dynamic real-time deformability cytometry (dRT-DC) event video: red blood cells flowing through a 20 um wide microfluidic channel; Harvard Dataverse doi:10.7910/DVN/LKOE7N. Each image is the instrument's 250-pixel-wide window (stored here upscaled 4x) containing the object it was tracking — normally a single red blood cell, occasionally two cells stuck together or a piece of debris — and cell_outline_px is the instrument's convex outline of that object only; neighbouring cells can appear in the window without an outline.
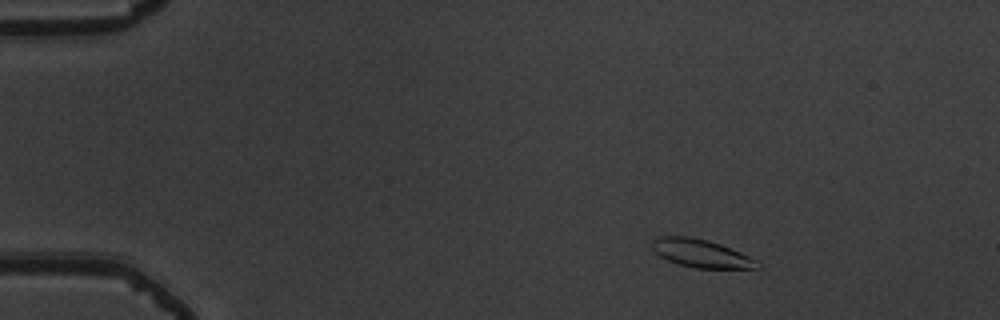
{"species": "common noctule bat (a hibernating species)", "species_latin": "Nyctalus noctula", "temperature_condition": "warm", "stored_images_in_passage": 52, "camera_frame_rate_fps": 3000, "um_per_image_px": 0.085, "animal": {"sex": "male", "body_mass_g": 19.5, "forearm_length_mm": 54.6}, "frame": {"image": 1, "passage_image": 7, "time_ms": 2.0, "image_size_px": [1000, 320], "cell_outline_px": [[760, 268], [696, 268], [680, 264], [668, 260], [660, 256], [652, 248], [652, 240], [660, 236], [688, 236], [708, 240], [720, 244], [740, 252], [756, 260], [760, 264]], "centroid_in_image_um": [59.58, 21.53], "position_along_channel_um": 25.4, "area_um2": 16.99}}
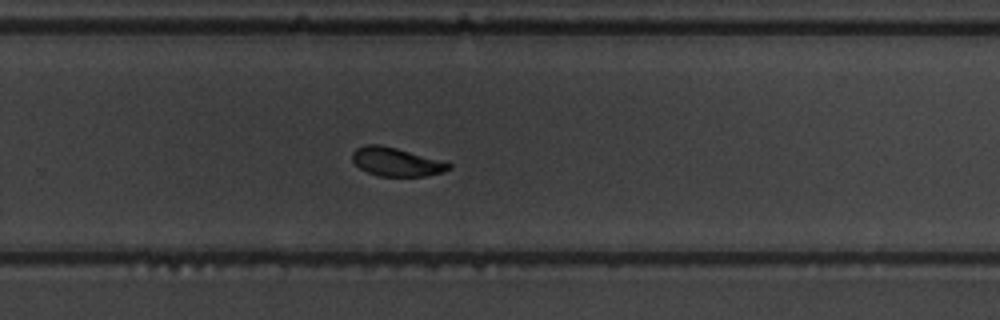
{"frame": {"image": 2, "passage_image": 35, "time_ms": 11.333, "image_size_px": [1000, 320], "cell_outline_px": [[452, 168], [444, 172], [424, 176], [380, 176], [368, 172], [360, 168], [352, 160], [352, 152], [356, 148], [364, 144], [380, 144], [396, 148], [452, 164]], "centroid_in_image_um": [33.65, 13.76], "position_along_channel_um": 296.1, "area_um2": 15.9}}
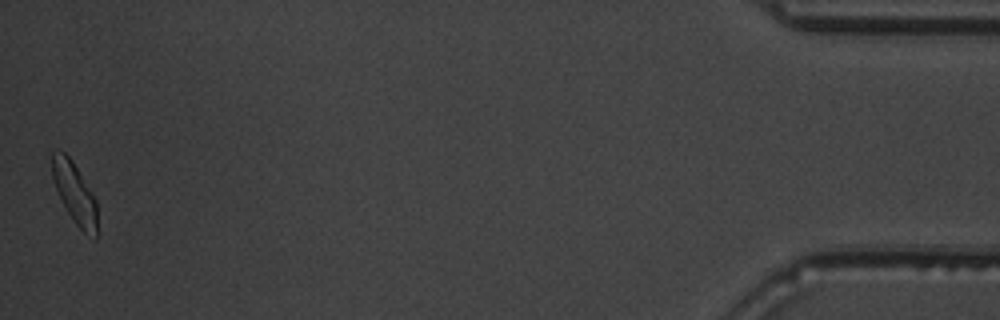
{"frame": {"image": 3, "passage_image": 52, "time_ms": 17.0, "image_size_px": [1000, 320], "cell_outline_px": [[96, 240], [84, 232], [76, 224], [68, 212], [56, 188], [52, 176], [52, 152], [56, 148], [64, 152], [72, 160], [96, 200]], "centroid_in_image_um": [6.33, 16.37], "position_along_channel_um": 428.9, "area_um2": 15.61}, "authors_computed_cell_mechanics": {"area_um2": 17.1955, "velocity_mm_per_s": 3.8465, "shape_relaxation_time_tau1_ms": 2.0509, "shape_relaxation_time_tau2_ms": 2.6713, "deformation_change_tau1": 0.1146, "deformation_change_tau2": 0.0895}}